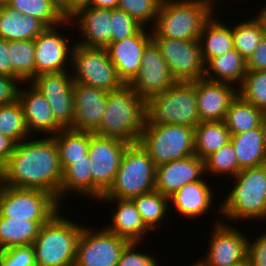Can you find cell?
Masks as SVG:
<instances>
[{"label": "cell", "mask_w": 266, "mask_h": 266, "mask_svg": "<svg viewBox=\"0 0 266 266\" xmlns=\"http://www.w3.org/2000/svg\"><path fill=\"white\" fill-rule=\"evenodd\" d=\"M15 145L8 161L0 168V183L20 189H38L59 202L63 171L52 136L37 135Z\"/></svg>", "instance_id": "obj_1"}, {"label": "cell", "mask_w": 266, "mask_h": 266, "mask_svg": "<svg viewBox=\"0 0 266 266\" xmlns=\"http://www.w3.org/2000/svg\"><path fill=\"white\" fill-rule=\"evenodd\" d=\"M234 184L229 188L226 197L215 206L222 221L235 224L266 220V164L241 170L233 178ZM217 207V209H216ZM265 219V220H264Z\"/></svg>", "instance_id": "obj_2"}, {"label": "cell", "mask_w": 266, "mask_h": 266, "mask_svg": "<svg viewBox=\"0 0 266 266\" xmlns=\"http://www.w3.org/2000/svg\"><path fill=\"white\" fill-rule=\"evenodd\" d=\"M144 102L129 84L108 92L100 126L93 133L138 143L144 128Z\"/></svg>", "instance_id": "obj_3"}, {"label": "cell", "mask_w": 266, "mask_h": 266, "mask_svg": "<svg viewBox=\"0 0 266 266\" xmlns=\"http://www.w3.org/2000/svg\"><path fill=\"white\" fill-rule=\"evenodd\" d=\"M199 121L195 84L176 82L164 92L150 96L144 102V128L166 124L195 128Z\"/></svg>", "instance_id": "obj_4"}, {"label": "cell", "mask_w": 266, "mask_h": 266, "mask_svg": "<svg viewBox=\"0 0 266 266\" xmlns=\"http://www.w3.org/2000/svg\"><path fill=\"white\" fill-rule=\"evenodd\" d=\"M84 225L58 211L41 226L32 244L37 266H74L76 248Z\"/></svg>", "instance_id": "obj_5"}, {"label": "cell", "mask_w": 266, "mask_h": 266, "mask_svg": "<svg viewBox=\"0 0 266 266\" xmlns=\"http://www.w3.org/2000/svg\"><path fill=\"white\" fill-rule=\"evenodd\" d=\"M214 12L205 4L188 0H162L151 28L152 37L198 40Z\"/></svg>", "instance_id": "obj_6"}, {"label": "cell", "mask_w": 266, "mask_h": 266, "mask_svg": "<svg viewBox=\"0 0 266 266\" xmlns=\"http://www.w3.org/2000/svg\"><path fill=\"white\" fill-rule=\"evenodd\" d=\"M156 166L139 143L122 155L113 184L100 199H132L155 190Z\"/></svg>", "instance_id": "obj_7"}, {"label": "cell", "mask_w": 266, "mask_h": 266, "mask_svg": "<svg viewBox=\"0 0 266 266\" xmlns=\"http://www.w3.org/2000/svg\"><path fill=\"white\" fill-rule=\"evenodd\" d=\"M194 141L193 127L166 124L153 129H143L138 143L157 167L193 156Z\"/></svg>", "instance_id": "obj_8"}, {"label": "cell", "mask_w": 266, "mask_h": 266, "mask_svg": "<svg viewBox=\"0 0 266 266\" xmlns=\"http://www.w3.org/2000/svg\"><path fill=\"white\" fill-rule=\"evenodd\" d=\"M71 75L74 83H81L110 92L121 88L114 64L106 48L85 47L75 43L72 50Z\"/></svg>", "instance_id": "obj_9"}, {"label": "cell", "mask_w": 266, "mask_h": 266, "mask_svg": "<svg viewBox=\"0 0 266 266\" xmlns=\"http://www.w3.org/2000/svg\"><path fill=\"white\" fill-rule=\"evenodd\" d=\"M58 200L38 189H20L0 183V215L30 221H49L61 210Z\"/></svg>", "instance_id": "obj_10"}, {"label": "cell", "mask_w": 266, "mask_h": 266, "mask_svg": "<svg viewBox=\"0 0 266 266\" xmlns=\"http://www.w3.org/2000/svg\"><path fill=\"white\" fill-rule=\"evenodd\" d=\"M214 221L205 252L207 255L194 261L193 266H235L247 261L249 237L230 222L225 223L221 218Z\"/></svg>", "instance_id": "obj_11"}, {"label": "cell", "mask_w": 266, "mask_h": 266, "mask_svg": "<svg viewBox=\"0 0 266 266\" xmlns=\"http://www.w3.org/2000/svg\"><path fill=\"white\" fill-rule=\"evenodd\" d=\"M128 145L120 139L98 136L91 132L88 154L92 167V200L98 202L113 184Z\"/></svg>", "instance_id": "obj_12"}, {"label": "cell", "mask_w": 266, "mask_h": 266, "mask_svg": "<svg viewBox=\"0 0 266 266\" xmlns=\"http://www.w3.org/2000/svg\"><path fill=\"white\" fill-rule=\"evenodd\" d=\"M128 243L104 227L92 229L85 224L78 239L74 266H117Z\"/></svg>", "instance_id": "obj_13"}, {"label": "cell", "mask_w": 266, "mask_h": 266, "mask_svg": "<svg viewBox=\"0 0 266 266\" xmlns=\"http://www.w3.org/2000/svg\"><path fill=\"white\" fill-rule=\"evenodd\" d=\"M167 62L176 82H194L204 78L205 63L200 41L152 37Z\"/></svg>", "instance_id": "obj_14"}, {"label": "cell", "mask_w": 266, "mask_h": 266, "mask_svg": "<svg viewBox=\"0 0 266 266\" xmlns=\"http://www.w3.org/2000/svg\"><path fill=\"white\" fill-rule=\"evenodd\" d=\"M68 25L70 26L72 23L67 18L57 26L46 27L34 39L36 76L43 73L71 71L72 50L75 41L68 39V35H62L65 32H61V29Z\"/></svg>", "instance_id": "obj_15"}, {"label": "cell", "mask_w": 266, "mask_h": 266, "mask_svg": "<svg viewBox=\"0 0 266 266\" xmlns=\"http://www.w3.org/2000/svg\"><path fill=\"white\" fill-rule=\"evenodd\" d=\"M70 73V71L43 73L35 76L30 81L45 96L55 120L63 128H70L73 121L74 82Z\"/></svg>", "instance_id": "obj_16"}, {"label": "cell", "mask_w": 266, "mask_h": 266, "mask_svg": "<svg viewBox=\"0 0 266 266\" xmlns=\"http://www.w3.org/2000/svg\"><path fill=\"white\" fill-rule=\"evenodd\" d=\"M176 83L159 48L152 41L141 58L140 69L129 85L139 96L148 99L157 93L164 92Z\"/></svg>", "instance_id": "obj_17"}, {"label": "cell", "mask_w": 266, "mask_h": 266, "mask_svg": "<svg viewBox=\"0 0 266 266\" xmlns=\"http://www.w3.org/2000/svg\"><path fill=\"white\" fill-rule=\"evenodd\" d=\"M68 19L72 23L71 29L77 28L83 38L75 39V43L85 47L105 48L112 42L111 9L85 6L76 10Z\"/></svg>", "instance_id": "obj_18"}, {"label": "cell", "mask_w": 266, "mask_h": 266, "mask_svg": "<svg viewBox=\"0 0 266 266\" xmlns=\"http://www.w3.org/2000/svg\"><path fill=\"white\" fill-rule=\"evenodd\" d=\"M151 42V29L142 27L135 35L105 47L124 84H129L137 75L143 53Z\"/></svg>", "instance_id": "obj_19"}, {"label": "cell", "mask_w": 266, "mask_h": 266, "mask_svg": "<svg viewBox=\"0 0 266 266\" xmlns=\"http://www.w3.org/2000/svg\"><path fill=\"white\" fill-rule=\"evenodd\" d=\"M200 122L224 121L228 108L238 95L234 85L205 78L193 82Z\"/></svg>", "instance_id": "obj_20"}, {"label": "cell", "mask_w": 266, "mask_h": 266, "mask_svg": "<svg viewBox=\"0 0 266 266\" xmlns=\"http://www.w3.org/2000/svg\"><path fill=\"white\" fill-rule=\"evenodd\" d=\"M23 84L27 82L20 84L18 100L21 103L30 135L33 136V133L34 136L35 133H38V136L42 133L43 136L56 135L63 127L55 120L47 99L30 82L27 85L29 87L23 86L24 89L21 86Z\"/></svg>", "instance_id": "obj_21"}, {"label": "cell", "mask_w": 266, "mask_h": 266, "mask_svg": "<svg viewBox=\"0 0 266 266\" xmlns=\"http://www.w3.org/2000/svg\"><path fill=\"white\" fill-rule=\"evenodd\" d=\"M203 175L204 161L195 154L164 163L156 167L155 190L169 198L188 183L202 180Z\"/></svg>", "instance_id": "obj_22"}, {"label": "cell", "mask_w": 266, "mask_h": 266, "mask_svg": "<svg viewBox=\"0 0 266 266\" xmlns=\"http://www.w3.org/2000/svg\"><path fill=\"white\" fill-rule=\"evenodd\" d=\"M108 92L81 83H74L73 130L94 132L101 123Z\"/></svg>", "instance_id": "obj_23"}, {"label": "cell", "mask_w": 266, "mask_h": 266, "mask_svg": "<svg viewBox=\"0 0 266 266\" xmlns=\"http://www.w3.org/2000/svg\"><path fill=\"white\" fill-rule=\"evenodd\" d=\"M103 205L111 203L116 207L111 214L109 225L104 228L110 233L127 239L129 242H143L148 232H152L143 222L138 209L130 199H99ZM109 202V203H108ZM146 237V238H144Z\"/></svg>", "instance_id": "obj_24"}, {"label": "cell", "mask_w": 266, "mask_h": 266, "mask_svg": "<svg viewBox=\"0 0 266 266\" xmlns=\"http://www.w3.org/2000/svg\"><path fill=\"white\" fill-rule=\"evenodd\" d=\"M206 178L188 183L169 197L170 206L175 207L173 209L176 210V214L179 213L186 219H196L208 214L206 212L216 205L213 200L215 195L211 188L212 185L210 186Z\"/></svg>", "instance_id": "obj_25"}, {"label": "cell", "mask_w": 266, "mask_h": 266, "mask_svg": "<svg viewBox=\"0 0 266 266\" xmlns=\"http://www.w3.org/2000/svg\"><path fill=\"white\" fill-rule=\"evenodd\" d=\"M231 142L238 160L239 172L266 164V142L262 125L231 135Z\"/></svg>", "instance_id": "obj_26"}, {"label": "cell", "mask_w": 266, "mask_h": 266, "mask_svg": "<svg viewBox=\"0 0 266 266\" xmlns=\"http://www.w3.org/2000/svg\"><path fill=\"white\" fill-rule=\"evenodd\" d=\"M46 26L38 19L20 14L9 5L0 6V39L34 40Z\"/></svg>", "instance_id": "obj_27"}, {"label": "cell", "mask_w": 266, "mask_h": 266, "mask_svg": "<svg viewBox=\"0 0 266 266\" xmlns=\"http://www.w3.org/2000/svg\"><path fill=\"white\" fill-rule=\"evenodd\" d=\"M216 14L205 23L199 38L205 65L212 58L234 49L231 25L221 21Z\"/></svg>", "instance_id": "obj_28"}, {"label": "cell", "mask_w": 266, "mask_h": 266, "mask_svg": "<svg viewBox=\"0 0 266 266\" xmlns=\"http://www.w3.org/2000/svg\"><path fill=\"white\" fill-rule=\"evenodd\" d=\"M247 73V61L234 48L223 55L212 58L205 65L204 78L225 82L239 88Z\"/></svg>", "instance_id": "obj_29"}, {"label": "cell", "mask_w": 266, "mask_h": 266, "mask_svg": "<svg viewBox=\"0 0 266 266\" xmlns=\"http://www.w3.org/2000/svg\"><path fill=\"white\" fill-rule=\"evenodd\" d=\"M52 138L59 152V162L64 171L79 159H90L88 149L91 132L63 128Z\"/></svg>", "instance_id": "obj_30"}, {"label": "cell", "mask_w": 266, "mask_h": 266, "mask_svg": "<svg viewBox=\"0 0 266 266\" xmlns=\"http://www.w3.org/2000/svg\"><path fill=\"white\" fill-rule=\"evenodd\" d=\"M91 168L90 159H79L63 171L59 189V203L61 205L65 202L67 196H73V193L75 197L78 194V197L84 196L85 199L87 197V199L92 200Z\"/></svg>", "instance_id": "obj_31"}, {"label": "cell", "mask_w": 266, "mask_h": 266, "mask_svg": "<svg viewBox=\"0 0 266 266\" xmlns=\"http://www.w3.org/2000/svg\"><path fill=\"white\" fill-rule=\"evenodd\" d=\"M249 18L232 23L233 46L246 61L266 35V19L263 15L258 12Z\"/></svg>", "instance_id": "obj_32"}, {"label": "cell", "mask_w": 266, "mask_h": 266, "mask_svg": "<svg viewBox=\"0 0 266 266\" xmlns=\"http://www.w3.org/2000/svg\"><path fill=\"white\" fill-rule=\"evenodd\" d=\"M48 221L6 218L0 215V251L21 245H32L40 228Z\"/></svg>", "instance_id": "obj_33"}, {"label": "cell", "mask_w": 266, "mask_h": 266, "mask_svg": "<svg viewBox=\"0 0 266 266\" xmlns=\"http://www.w3.org/2000/svg\"><path fill=\"white\" fill-rule=\"evenodd\" d=\"M194 151L203 161L231 141L224 121L200 122L194 128Z\"/></svg>", "instance_id": "obj_34"}, {"label": "cell", "mask_w": 266, "mask_h": 266, "mask_svg": "<svg viewBox=\"0 0 266 266\" xmlns=\"http://www.w3.org/2000/svg\"><path fill=\"white\" fill-rule=\"evenodd\" d=\"M263 113L238 94L228 108L224 123L231 135L239 134L261 126Z\"/></svg>", "instance_id": "obj_35"}, {"label": "cell", "mask_w": 266, "mask_h": 266, "mask_svg": "<svg viewBox=\"0 0 266 266\" xmlns=\"http://www.w3.org/2000/svg\"><path fill=\"white\" fill-rule=\"evenodd\" d=\"M131 200L138 209L143 222L152 232L158 230V226L161 230L160 225L163 224L164 217L169 215L167 214L169 209L173 210L170 208L169 198L156 190L138 195Z\"/></svg>", "instance_id": "obj_36"}, {"label": "cell", "mask_w": 266, "mask_h": 266, "mask_svg": "<svg viewBox=\"0 0 266 266\" xmlns=\"http://www.w3.org/2000/svg\"><path fill=\"white\" fill-rule=\"evenodd\" d=\"M12 78L21 83L30 82L36 76L34 40L9 41Z\"/></svg>", "instance_id": "obj_37"}, {"label": "cell", "mask_w": 266, "mask_h": 266, "mask_svg": "<svg viewBox=\"0 0 266 266\" xmlns=\"http://www.w3.org/2000/svg\"><path fill=\"white\" fill-rule=\"evenodd\" d=\"M7 5L20 14L38 19L46 27L57 26L67 19L55 0H9Z\"/></svg>", "instance_id": "obj_38"}, {"label": "cell", "mask_w": 266, "mask_h": 266, "mask_svg": "<svg viewBox=\"0 0 266 266\" xmlns=\"http://www.w3.org/2000/svg\"><path fill=\"white\" fill-rule=\"evenodd\" d=\"M0 133L16 144L31 137L18 99L12 103L0 105Z\"/></svg>", "instance_id": "obj_39"}, {"label": "cell", "mask_w": 266, "mask_h": 266, "mask_svg": "<svg viewBox=\"0 0 266 266\" xmlns=\"http://www.w3.org/2000/svg\"><path fill=\"white\" fill-rule=\"evenodd\" d=\"M205 176L228 177L239 173L238 160L232 142L224 145L204 160ZM210 174V175H209Z\"/></svg>", "instance_id": "obj_40"}, {"label": "cell", "mask_w": 266, "mask_h": 266, "mask_svg": "<svg viewBox=\"0 0 266 266\" xmlns=\"http://www.w3.org/2000/svg\"><path fill=\"white\" fill-rule=\"evenodd\" d=\"M238 94L261 111H266V71H247Z\"/></svg>", "instance_id": "obj_41"}, {"label": "cell", "mask_w": 266, "mask_h": 266, "mask_svg": "<svg viewBox=\"0 0 266 266\" xmlns=\"http://www.w3.org/2000/svg\"><path fill=\"white\" fill-rule=\"evenodd\" d=\"M162 0H119L118 8L143 27L151 29L159 13Z\"/></svg>", "instance_id": "obj_42"}, {"label": "cell", "mask_w": 266, "mask_h": 266, "mask_svg": "<svg viewBox=\"0 0 266 266\" xmlns=\"http://www.w3.org/2000/svg\"><path fill=\"white\" fill-rule=\"evenodd\" d=\"M112 42L135 35L143 26L119 8L111 9Z\"/></svg>", "instance_id": "obj_43"}, {"label": "cell", "mask_w": 266, "mask_h": 266, "mask_svg": "<svg viewBox=\"0 0 266 266\" xmlns=\"http://www.w3.org/2000/svg\"><path fill=\"white\" fill-rule=\"evenodd\" d=\"M0 266H37L33 246H14L0 251Z\"/></svg>", "instance_id": "obj_44"}, {"label": "cell", "mask_w": 266, "mask_h": 266, "mask_svg": "<svg viewBox=\"0 0 266 266\" xmlns=\"http://www.w3.org/2000/svg\"><path fill=\"white\" fill-rule=\"evenodd\" d=\"M139 246L140 242H129L123 249L117 266H162L153 254L141 252Z\"/></svg>", "instance_id": "obj_45"}, {"label": "cell", "mask_w": 266, "mask_h": 266, "mask_svg": "<svg viewBox=\"0 0 266 266\" xmlns=\"http://www.w3.org/2000/svg\"><path fill=\"white\" fill-rule=\"evenodd\" d=\"M256 237L248 239L247 262L249 266H266V228Z\"/></svg>", "instance_id": "obj_46"}, {"label": "cell", "mask_w": 266, "mask_h": 266, "mask_svg": "<svg viewBox=\"0 0 266 266\" xmlns=\"http://www.w3.org/2000/svg\"><path fill=\"white\" fill-rule=\"evenodd\" d=\"M20 83L16 78L0 75V105L12 103L18 99Z\"/></svg>", "instance_id": "obj_47"}, {"label": "cell", "mask_w": 266, "mask_h": 266, "mask_svg": "<svg viewBox=\"0 0 266 266\" xmlns=\"http://www.w3.org/2000/svg\"><path fill=\"white\" fill-rule=\"evenodd\" d=\"M247 71H266V35L248 58Z\"/></svg>", "instance_id": "obj_48"}, {"label": "cell", "mask_w": 266, "mask_h": 266, "mask_svg": "<svg viewBox=\"0 0 266 266\" xmlns=\"http://www.w3.org/2000/svg\"><path fill=\"white\" fill-rule=\"evenodd\" d=\"M0 75L12 78V63L10 61L9 41L0 39Z\"/></svg>", "instance_id": "obj_49"}, {"label": "cell", "mask_w": 266, "mask_h": 266, "mask_svg": "<svg viewBox=\"0 0 266 266\" xmlns=\"http://www.w3.org/2000/svg\"><path fill=\"white\" fill-rule=\"evenodd\" d=\"M60 11L69 18L76 10L85 7L90 0H55Z\"/></svg>", "instance_id": "obj_50"}, {"label": "cell", "mask_w": 266, "mask_h": 266, "mask_svg": "<svg viewBox=\"0 0 266 266\" xmlns=\"http://www.w3.org/2000/svg\"><path fill=\"white\" fill-rule=\"evenodd\" d=\"M16 143L0 133V168L8 161L14 151Z\"/></svg>", "instance_id": "obj_51"}, {"label": "cell", "mask_w": 266, "mask_h": 266, "mask_svg": "<svg viewBox=\"0 0 266 266\" xmlns=\"http://www.w3.org/2000/svg\"><path fill=\"white\" fill-rule=\"evenodd\" d=\"M87 6L94 8L114 9L118 8L119 0H90V3Z\"/></svg>", "instance_id": "obj_52"}, {"label": "cell", "mask_w": 266, "mask_h": 266, "mask_svg": "<svg viewBox=\"0 0 266 266\" xmlns=\"http://www.w3.org/2000/svg\"><path fill=\"white\" fill-rule=\"evenodd\" d=\"M188 1H191V2H198V3H201V4H205L207 5L213 12H218V10L215 8H217L219 5H218V2L220 0H188ZM223 1V0H222ZM216 3V4H215Z\"/></svg>", "instance_id": "obj_53"}, {"label": "cell", "mask_w": 266, "mask_h": 266, "mask_svg": "<svg viewBox=\"0 0 266 266\" xmlns=\"http://www.w3.org/2000/svg\"><path fill=\"white\" fill-rule=\"evenodd\" d=\"M261 125H262L263 131H264L265 142H266V111L263 113Z\"/></svg>", "instance_id": "obj_54"}, {"label": "cell", "mask_w": 266, "mask_h": 266, "mask_svg": "<svg viewBox=\"0 0 266 266\" xmlns=\"http://www.w3.org/2000/svg\"><path fill=\"white\" fill-rule=\"evenodd\" d=\"M259 12L263 15V17L266 19V5L262 6L261 9H259Z\"/></svg>", "instance_id": "obj_55"}, {"label": "cell", "mask_w": 266, "mask_h": 266, "mask_svg": "<svg viewBox=\"0 0 266 266\" xmlns=\"http://www.w3.org/2000/svg\"><path fill=\"white\" fill-rule=\"evenodd\" d=\"M9 0H0V6L7 5Z\"/></svg>", "instance_id": "obj_56"}, {"label": "cell", "mask_w": 266, "mask_h": 266, "mask_svg": "<svg viewBox=\"0 0 266 266\" xmlns=\"http://www.w3.org/2000/svg\"><path fill=\"white\" fill-rule=\"evenodd\" d=\"M235 266H249L247 261H244L243 263H240L238 265Z\"/></svg>", "instance_id": "obj_57"}]
</instances>
